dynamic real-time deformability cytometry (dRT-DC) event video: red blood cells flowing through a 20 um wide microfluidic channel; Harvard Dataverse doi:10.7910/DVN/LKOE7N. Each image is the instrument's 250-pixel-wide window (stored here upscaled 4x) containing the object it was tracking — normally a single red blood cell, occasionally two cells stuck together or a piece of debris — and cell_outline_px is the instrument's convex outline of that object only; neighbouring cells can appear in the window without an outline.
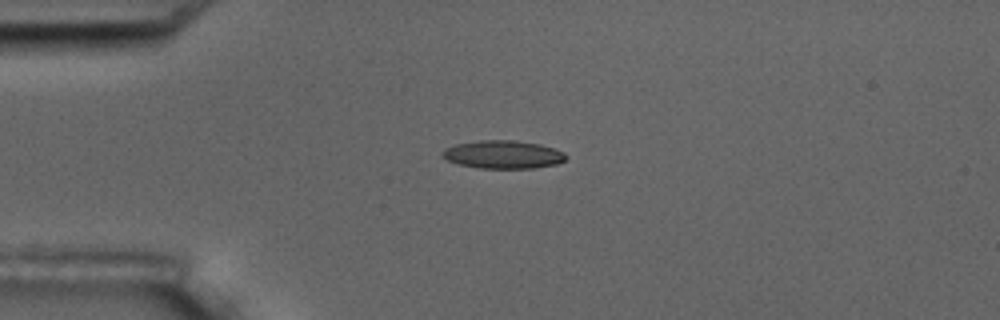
{"species": "common noctule bat (a hibernating species)", "species_latin": "Nyctalus noctula", "temperature_condition": "room temperature", "stored_images_in_passage": 3, "camera_frame_rate_fps": 3000, "um_per_image_px": 0.085, "animal": {"sex": "male", "body_mass_g": 17.5, "forearm_length_mm": 52.3}, "frame": {"image": 1, "passage_image": 2, "time_ms": 2.0, "image_size_px": [1000, 320], "cell_outline_px": [[568, 156], [564, 160], [556, 164], [536, 168], [480, 168], [460, 164], [448, 160], [440, 156], [440, 152], [444, 148], [456, 144], [480, 140], [512, 140], [540, 144], [556, 148], [564, 152]], "centroid_in_image_um": [42.76, 13.13], "position_along_channel_um": 42.2, "area_um2": 20.35}}